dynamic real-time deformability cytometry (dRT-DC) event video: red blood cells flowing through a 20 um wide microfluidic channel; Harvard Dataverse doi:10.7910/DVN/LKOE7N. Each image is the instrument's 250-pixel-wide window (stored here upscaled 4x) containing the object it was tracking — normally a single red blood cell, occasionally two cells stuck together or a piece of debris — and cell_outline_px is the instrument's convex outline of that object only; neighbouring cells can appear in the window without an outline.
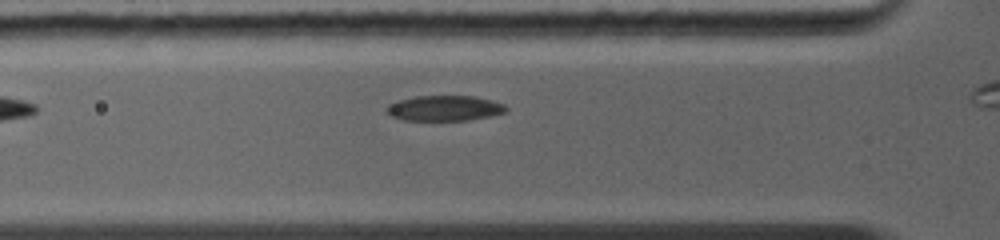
{"species": "common noctule bat (a hibernating species)", "species_latin": "Nyctalus noctula", "temperature_condition": "warm", "stored_images_in_passage": 7, "camera_frame_rate_fps": 5000, "um_per_image_px": 0.085, "animal": {"sex": "female", "body_mass_g": 19.0, "forearm_length_mm": 56.7}, "frame": {"image": 1, "passage_image": 7, "time_ms": 2.6, "image_size_px": [1000, 240], "cell_outline_px": [[508, 108], [504, 112], [492, 116], [468, 120], [404, 120], [392, 116], [384, 108], [388, 104], [400, 100], [416, 96], [476, 96], [504, 104]], "centroid_in_image_um": [37.79, 9.19], "position_along_channel_um": 88.0, "area_um2": 17.57}}